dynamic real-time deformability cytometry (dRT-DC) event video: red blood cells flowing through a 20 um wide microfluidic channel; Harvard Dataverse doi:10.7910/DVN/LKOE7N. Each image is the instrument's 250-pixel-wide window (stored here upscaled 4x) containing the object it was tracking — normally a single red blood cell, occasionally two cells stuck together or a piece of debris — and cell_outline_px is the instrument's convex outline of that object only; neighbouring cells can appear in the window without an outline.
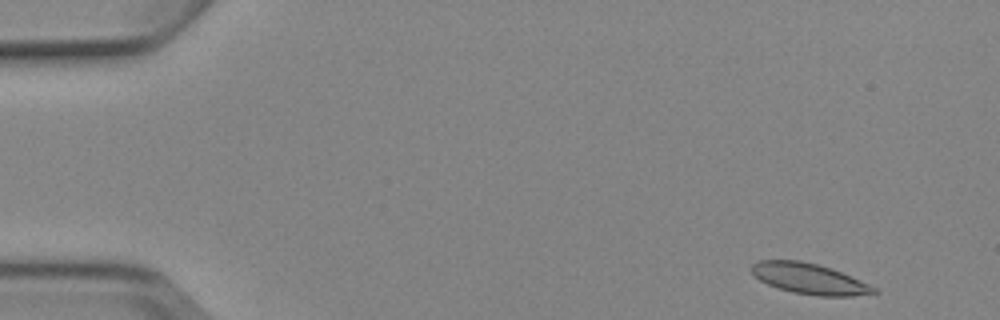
{"species": "Egyptian fruit bat (a non-hibernating species)", "species_latin": "Rousettus aegyptiacus", "temperature_condition": "cold", "stored_images_in_passage": 5, "camera_frame_rate_fps": 3000, "um_per_image_px": 0.085, "animal": {"sex": "female"}, "frame": {"image": 1, "passage_image": 1, "time_ms": 0.0, "image_size_px": [1000, 320], "cell_outline_px": [[880, 292], [852, 296], [816, 296], [792, 292], [776, 288], [760, 280], [752, 272], [752, 264], [756, 260], [800, 260], [832, 268], [868, 284], [876, 288]], "centroid_in_image_um": [68.78, 23.69], "position_along_channel_um": 16.2, "area_um2": 21.79}}
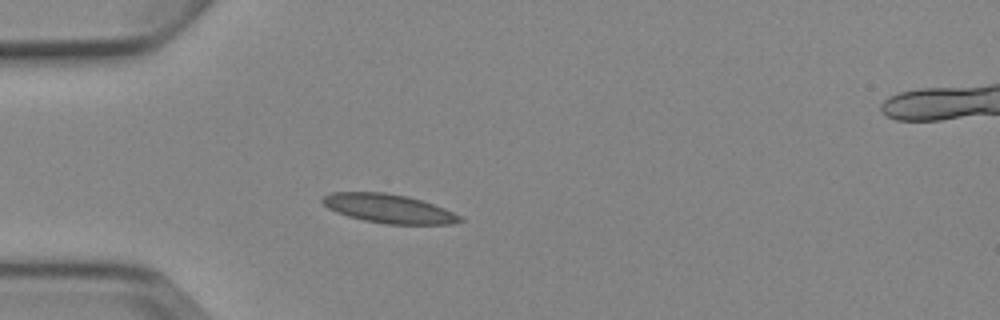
{"frame": {"image": 2, "passage_image": 4, "time_ms": 3.667, "image_size_px": [1000, 320], "cell_outline_px": [[464, 220], [452, 224], [384, 224], [364, 220], [348, 216], [336, 212], [328, 208], [320, 200], [324, 196], [332, 192], [384, 192], [408, 196], [444, 208], [460, 216]], "centroid_in_image_um": [33.02, 17.73], "position_along_channel_um": 52.0, "area_um2": 23.0}}